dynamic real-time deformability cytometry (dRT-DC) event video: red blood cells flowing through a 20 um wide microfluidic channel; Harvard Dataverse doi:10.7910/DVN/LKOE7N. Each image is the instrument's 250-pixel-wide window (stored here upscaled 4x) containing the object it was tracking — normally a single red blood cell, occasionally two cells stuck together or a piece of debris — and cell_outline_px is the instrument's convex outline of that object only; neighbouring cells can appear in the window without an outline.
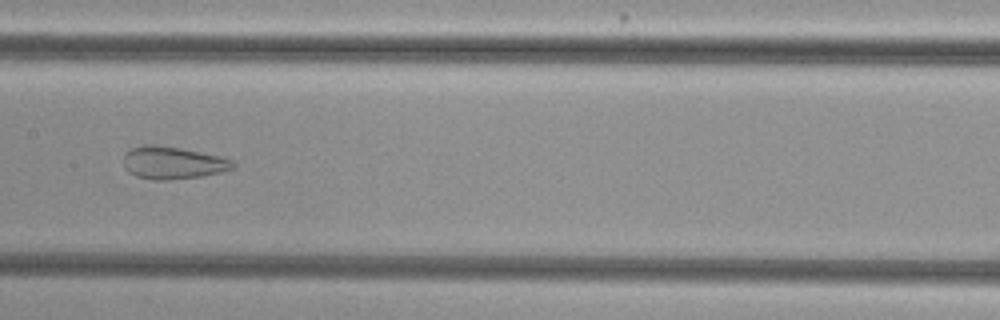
{"species": "common noctule bat (a hibernating species)", "species_latin": "Nyctalus noctula", "temperature_condition": "cold", "stored_images_in_passage": 54, "camera_frame_rate_fps": 3000, "um_per_image_px": 0.085, "animal": {"sex": "female", "body_mass_g": 29.2, "forearm_length_mm": 56.3}, "frame": {"image": 1, "passage_image": 28, "time_ms": 9.0, "image_size_px": [1000, 320], "cell_outline_px": [[236, 164], [232, 168], [220, 172], [200, 176], [168, 180], [156, 180], [136, 176], [128, 172], [124, 168], [124, 156], [132, 148], [144, 144], [152, 144], [180, 148], [220, 156], [232, 160]], "centroid_in_image_um": [14.67, 13.83], "position_along_channel_um": 192.7, "area_um2": 20.52}}
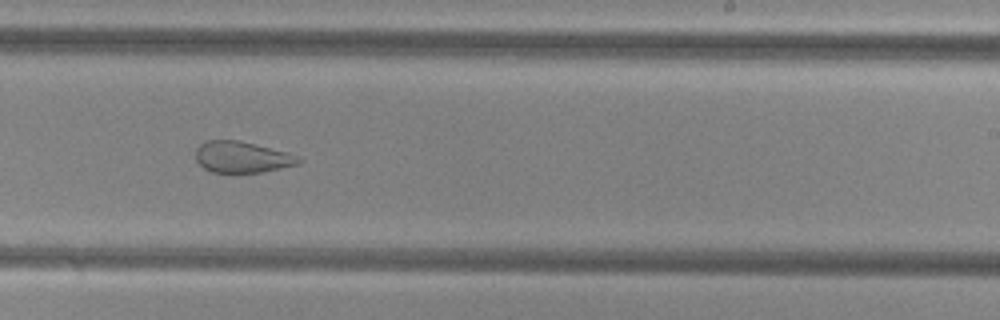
{"frame": {"image": 2, "passage_image": 34, "time_ms": 11.0, "image_size_px": [1000, 320], "cell_outline_px": [[304, 160], [300, 164], [260, 172], [212, 172], [204, 168], [196, 160], [196, 148], [200, 144], [208, 140], [240, 140], [288, 152]], "centroid_in_image_um": [20.58, 13.34], "position_along_channel_um": 268.4, "area_um2": 18.73}}
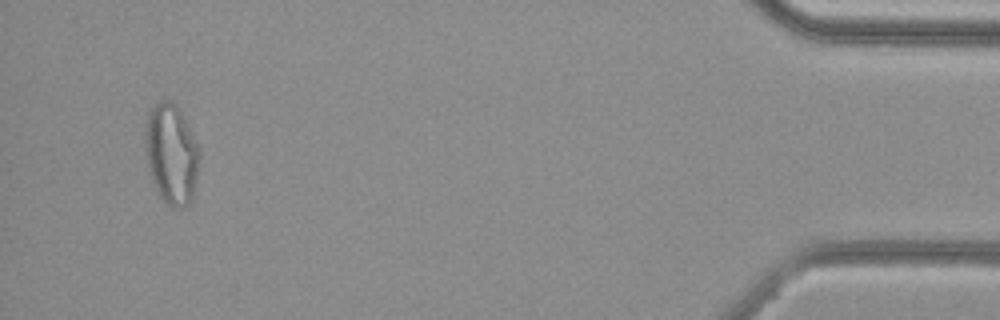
{"frame": {"image": 3, "passage_image": 52, "time_ms": 17.0, "image_size_px": [1000, 320], "cell_outline_px": [[200, 160], [192, 200], [184, 208], [172, 208], [160, 200], [152, 184], [148, 168], [144, 144], [144, 128], [148, 112], [160, 100], [172, 100], [176, 104], [184, 116], [200, 148]], "centroid_in_image_um": [14.56, 13.11], "position_along_channel_um": 420.6, "area_um2": 32.71}}